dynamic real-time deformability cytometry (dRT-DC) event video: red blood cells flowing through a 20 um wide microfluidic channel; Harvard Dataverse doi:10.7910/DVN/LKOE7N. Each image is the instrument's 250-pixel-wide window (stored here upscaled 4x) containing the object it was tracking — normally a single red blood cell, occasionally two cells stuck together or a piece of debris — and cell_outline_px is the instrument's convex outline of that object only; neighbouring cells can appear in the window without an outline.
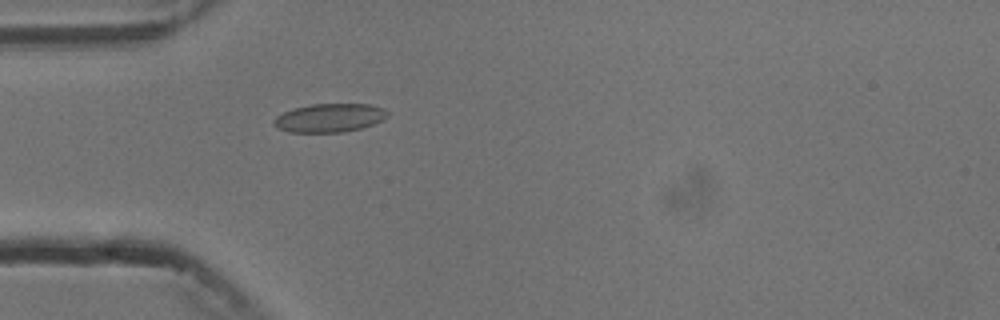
{"species": "common noctule bat (a hibernating species)", "species_latin": "Nyctalus noctula", "temperature_condition": "cold", "stored_images_in_passage": 3, "camera_frame_rate_fps": 3000, "um_per_image_px": 0.085, "animal": {"sex": "male", "body_mass_g": 13.3}, "frame": {"image": 1, "passage_image": 3, "time_ms": 2.333, "image_size_px": [1000, 320], "cell_outline_px": [[388, 116], [384, 120], [360, 128], [344, 132], [288, 132], [276, 128], [272, 124], [272, 120], [276, 116], [292, 108], [312, 104], [368, 104], [384, 108], [388, 112]], "centroid_in_image_um": [27.98, 10.02], "position_along_channel_um": 57.0, "area_um2": 19.07}}